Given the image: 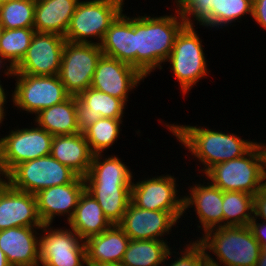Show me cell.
I'll return each mask as SVG.
<instances>
[{
  "mask_svg": "<svg viewBox=\"0 0 266 266\" xmlns=\"http://www.w3.org/2000/svg\"><path fill=\"white\" fill-rule=\"evenodd\" d=\"M175 13L135 17L136 69L145 77L156 68L162 69L161 64L166 63L177 34L185 26L178 8Z\"/></svg>",
  "mask_w": 266,
  "mask_h": 266,
  "instance_id": "1",
  "label": "cell"
},
{
  "mask_svg": "<svg viewBox=\"0 0 266 266\" xmlns=\"http://www.w3.org/2000/svg\"><path fill=\"white\" fill-rule=\"evenodd\" d=\"M166 123L167 129L201 163L204 174L214 165L246 154L257 142L240 138L220 130Z\"/></svg>",
  "mask_w": 266,
  "mask_h": 266,
  "instance_id": "2",
  "label": "cell"
},
{
  "mask_svg": "<svg viewBox=\"0 0 266 266\" xmlns=\"http://www.w3.org/2000/svg\"><path fill=\"white\" fill-rule=\"evenodd\" d=\"M197 238L206 251L208 261L219 266H255L262 250L248 225L210 229ZM208 251L216 255V260Z\"/></svg>",
  "mask_w": 266,
  "mask_h": 266,
  "instance_id": "3",
  "label": "cell"
},
{
  "mask_svg": "<svg viewBox=\"0 0 266 266\" xmlns=\"http://www.w3.org/2000/svg\"><path fill=\"white\" fill-rule=\"evenodd\" d=\"M203 175L222 191H240L254 196L266 183L263 157L257 143L243 156L216 164Z\"/></svg>",
  "mask_w": 266,
  "mask_h": 266,
  "instance_id": "4",
  "label": "cell"
},
{
  "mask_svg": "<svg viewBox=\"0 0 266 266\" xmlns=\"http://www.w3.org/2000/svg\"><path fill=\"white\" fill-rule=\"evenodd\" d=\"M124 2L125 0L79 1L64 36L65 40L100 45L107 29L124 11ZM91 38L98 40L93 42Z\"/></svg>",
  "mask_w": 266,
  "mask_h": 266,
  "instance_id": "5",
  "label": "cell"
},
{
  "mask_svg": "<svg viewBox=\"0 0 266 266\" xmlns=\"http://www.w3.org/2000/svg\"><path fill=\"white\" fill-rule=\"evenodd\" d=\"M202 40L194 26H184L177 34L172 51L166 62L185 95L202 78L208 75Z\"/></svg>",
  "mask_w": 266,
  "mask_h": 266,
  "instance_id": "6",
  "label": "cell"
},
{
  "mask_svg": "<svg viewBox=\"0 0 266 266\" xmlns=\"http://www.w3.org/2000/svg\"><path fill=\"white\" fill-rule=\"evenodd\" d=\"M77 177L49 154L18 164L4 178L13 188L36 194L48 187L72 183Z\"/></svg>",
  "mask_w": 266,
  "mask_h": 266,
  "instance_id": "7",
  "label": "cell"
},
{
  "mask_svg": "<svg viewBox=\"0 0 266 266\" xmlns=\"http://www.w3.org/2000/svg\"><path fill=\"white\" fill-rule=\"evenodd\" d=\"M102 55L101 47L96 43L65 42L58 76L70 96L78 97L91 87Z\"/></svg>",
  "mask_w": 266,
  "mask_h": 266,
  "instance_id": "8",
  "label": "cell"
},
{
  "mask_svg": "<svg viewBox=\"0 0 266 266\" xmlns=\"http://www.w3.org/2000/svg\"><path fill=\"white\" fill-rule=\"evenodd\" d=\"M14 77L16 87L11 100L18 110L36 115L42 109L59 104L70 96L58 75L14 74Z\"/></svg>",
  "mask_w": 266,
  "mask_h": 266,
  "instance_id": "9",
  "label": "cell"
},
{
  "mask_svg": "<svg viewBox=\"0 0 266 266\" xmlns=\"http://www.w3.org/2000/svg\"><path fill=\"white\" fill-rule=\"evenodd\" d=\"M30 128H14L0 138V170L4 176L22 162L50 154L54 136L38 126Z\"/></svg>",
  "mask_w": 266,
  "mask_h": 266,
  "instance_id": "10",
  "label": "cell"
},
{
  "mask_svg": "<svg viewBox=\"0 0 266 266\" xmlns=\"http://www.w3.org/2000/svg\"><path fill=\"white\" fill-rule=\"evenodd\" d=\"M41 232L40 266H87L84 240L73 229L43 225Z\"/></svg>",
  "mask_w": 266,
  "mask_h": 266,
  "instance_id": "11",
  "label": "cell"
},
{
  "mask_svg": "<svg viewBox=\"0 0 266 266\" xmlns=\"http://www.w3.org/2000/svg\"><path fill=\"white\" fill-rule=\"evenodd\" d=\"M65 42V37L58 34L35 32L25 55L14 67V74L58 75Z\"/></svg>",
  "mask_w": 266,
  "mask_h": 266,
  "instance_id": "12",
  "label": "cell"
},
{
  "mask_svg": "<svg viewBox=\"0 0 266 266\" xmlns=\"http://www.w3.org/2000/svg\"><path fill=\"white\" fill-rule=\"evenodd\" d=\"M183 214L184 211L146 210L130 202L118 225L132 240L167 241L162 236L172 231V227L179 223Z\"/></svg>",
  "mask_w": 266,
  "mask_h": 266,
  "instance_id": "13",
  "label": "cell"
},
{
  "mask_svg": "<svg viewBox=\"0 0 266 266\" xmlns=\"http://www.w3.org/2000/svg\"><path fill=\"white\" fill-rule=\"evenodd\" d=\"M176 178L155 176L131 185V203L146 210L184 211V196H178ZM180 197V198H179Z\"/></svg>",
  "mask_w": 266,
  "mask_h": 266,
  "instance_id": "14",
  "label": "cell"
},
{
  "mask_svg": "<svg viewBox=\"0 0 266 266\" xmlns=\"http://www.w3.org/2000/svg\"><path fill=\"white\" fill-rule=\"evenodd\" d=\"M144 78L135 67L102 55L94 71L91 88L119 98L127 105L128 92L135 89Z\"/></svg>",
  "mask_w": 266,
  "mask_h": 266,
  "instance_id": "15",
  "label": "cell"
},
{
  "mask_svg": "<svg viewBox=\"0 0 266 266\" xmlns=\"http://www.w3.org/2000/svg\"><path fill=\"white\" fill-rule=\"evenodd\" d=\"M35 194L0 185V231L13 227H42Z\"/></svg>",
  "mask_w": 266,
  "mask_h": 266,
  "instance_id": "16",
  "label": "cell"
},
{
  "mask_svg": "<svg viewBox=\"0 0 266 266\" xmlns=\"http://www.w3.org/2000/svg\"><path fill=\"white\" fill-rule=\"evenodd\" d=\"M84 190V178L78 176L72 183L48 187L37 192L35 198L43 224L52 225L56 216L66 215L69 222Z\"/></svg>",
  "mask_w": 266,
  "mask_h": 266,
  "instance_id": "17",
  "label": "cell"
},
{
  "mask_svg": "<svg viewBox=\"0 0 266 266\" xmlns=\"http://www.w3.org/2000/svg\"><path fill=\"white\" fill-rule=\"evenodd\" d=\"M41 227H13L0 231V248L11 266H39ZM37 235V236H36Z\"/></svg>",
  "mask_w": 266,
  "mask_h": 266,
  "instance_id": "18",
  "label": "cell"
},
{
  "mask_svg": "<svg viewBox=\"0 0 266 266\" xmlns=\"http://www.w3.org/2000/svg\"><path fill=\"white\" fill-rule=\"evenodd\" d=\"M126 104L119 98L88 88L76 97V118L79 131L94 124L100 118L122 119Z\"/></svg>",
  "mask_w": 266,
  "mask_h": 266,
  "instance_id": "19",
  "label": "cell"
},
{
  "mask_svg": "<svg viewBox=\"0 0 266 266\" xmlns=\"http://www.w3.org/2000/svg\"><path fill=\"white\" fill-rule=\"evenodd\" d=\"M189 186V194L184 195V213L194 207L204 234L210 229L223 227V191L210 181Z\"/></svg>",
  "mask_w": 266,
  "mask_h": 266,
  "instance_id": "20",
  "label": "cell"
},
{
  "mask_svg": "<svg viewBox=\"0 0 266 266\" xmlns=\"http://www.w3.org/2000/svg\"><path fill=\"white\" fill-rule=\"evenodd\" d=\"M130 239L118 224L84 241L87 265H118Z\"/></svg>",
  "mask_w": 266,
  "mask_h": 266,
  "instance_id": "21",
  "label": "cell"
},
{
  "mask_svg": "<svg viewBox=\"0 0 266 266\" xmlns=\"http://www.w3.org/2000/svg\"><path fill=\"white\" fill-rule=\"evenodd\" d=\"M100 47L103 55L136 68L135 17L122 12L107 29Z\"/></svg>",
  "mask_w": 266,
  "mask_h": 266,
  "instance_id": "22",
  "label": "cell"
},
{
  "mask_svg": "<svg viewBox=\"0 0 266 266\" xmlns=\"http://www.w3.org/2000/svg\"><path fill=\"white\" fill-rule=\"evenodd\" d=\"M50 155L84 178L89 172L94 154L83 133L79 132L72 135L54 136Z\"/></svg>",
  "mask_w": 266,
  "mask_h": 266,
  "instance_id": "23",
  "label": "cell"
},
{
  "mask_svg": "<svg viewBox=\"0 0 266 266\" xmlns=\"http://www.w3.org/2000/svg\"><path fill=\"white\" fill-rule=\"evenodd\" d=\"M80 0H39L35 4L34 29L65 36Z\"/></svg>",
  "mask_w": 266,
  "mask_h": 266,
  "instance_id": "24",
  "label": "cell"
},
{
  "mask_svg": "<svg viewBox=\"0 0 266 266\" xmlns=\"http://www.w3.org/2000/svg\"><path fill=\"white\" fill-rule=\"evenodd\" d=\"M68 224L84 241L101 234L112 225L97 200L86 190L81 194Z\"/></svg>",
  "mask_w": 266,
  "mask_h": 266,
  "instance_id": "25",
  "label": "cell"
},
{
  "mask_svg": "<svg viewBox=\"0 0 266 266\" xmlns=\"http://www.w3.org/2000/svg\"><path fill=\"white\" fill-rule=\"evenodd\" d=\"M35 126L45 129L53 136L79 133L76 118V96L42 109L35 115Z\"/></svg>",
  "mask_w": 266,
  "mask_h": 266,
  "instance_id": "26",
  "label": "cell"
},
{
  "mask_svg": "<svg viewBox=\"0 0 266 266\" xmlns=\"http://www.w3.org/2000/svg\"><path fill=\"white\" fill-rule=\"evenodd\" d=\"M101 206L105 217L113 224H119L131 202V185L85 184Z\"/></svg>",
  "mask_w": 266,
  "mask_h": 266,
  "instance_id": "27",
  "label": "cell"
},
{
  "mask_svg": "<svg viewBox=\"0 0 266 266\" xmlns=\"http://www.w3.org/2000/svg\"><path fill=\"white\" fill-rule=\"evenodd\" d=\"M171 249L166 241L130 239L120 265L163 266L161 264L170 262L172 253H176Z\"/></svg>",
  "mask_w": 266,
  "mask_h": 266,
  "instance_id": "28",
  "label": "cell"
},
{
  "mask_svg": "<svg viewBox=\"0 0 266 266\" xmlns=\"http://www.w3.org/2000/svg\"><path fill=\"white\" fill-rule=\"evenodd\" d=\"M103 155H93L89 172L84 177L85 184L132 185L129 167L116 155L107 158Z\"/></svg>",
  "mask_w": 266,
  "mask_h": 266,
  "instance_id": "29",
  "label": "cell"
},
{
  "mask_svg": "<svg viewBox=\"0 0 266 266\" xmlns=\"http://www.w3.org/2000/svg\"><path fill=\"white\" fill-rule=\"evenodd\" d=\"M254 195L223 191V226H247L253 219Z\"/></svg>",
  "mask_w": 266,
  "mask_h": 266,
  "instance_id": "30",
  "label": "cell"
},
{
  "mask_svg": "<svg viewBox=\"0 0 266 266\" xmlns=\"http://www.w3.org/2000/svg\"><path fill=\"white\" fill-rule=\"evenodd\" d=\"M123 119L100 118L82 133L93 154H102L117 140Z\"/></svg>",
  "mask_w": 266,
  "mask_h": 266,
  "instance_id": "31",
  "label": "cell"
},
{
  "mask_svg": "<svg viewBox=\"0 0 266 266\" xmlns=\"http://www.w3.org/2000/svg\"><path fill=\"white\" fill-rule=\"evenodd\" d=\"M35 0H10L0 5V25L4 29L34 28Z\"/></svg>",
  "mask_w": 266,
  "mask_h": 266,
  "instance_id": "32",
  "label": "cell"
},
{
  "mask_svg": "<svg viewBox=\"0 0 266 266\" xmlns=\"http://www.w3.org/2000/svg\"><path fill=\"white\" fill-rule=\"evenodd\" d=\"M34 28L4 29L0 39V53L15 67L29 48Z\"/></svg>",
  "mask_w": 266,
  "mask_h": 266,
  "instance_id": "33",
  "label": "cell"
},
{
  "mask_svg": "<svg viewBox=\"0 0 266 266\" xmlns=\"http://www.w3.org/2000/svg\"><path fill=\"white\" fill-rule=\"evenodd\" d=\"M252 6L253 0H212L211 28L222 29L247 14L252 17Z\"/></svg>",
  "mask_w": 266,
  "mask_h": 266,
  "instance_id": "34",
  "label": "cell"
},
{
  "mask_svg": "<svg viewBox=\"0 0 266 266\" xmlns=\"http://www.w3.org/2000/svg\"><path fill=\"white\" fill-rule=\"evenodd\" d=\"M174 3L176 4L174 8L179 9L186 26H195L194 21H196L202 27H211L212 0H175Z\"/></svg>",
  "mask_w": 266,
  "mask_h": 266,
  "instance_id": "35",
  "label": "cell"
},
{
  "mask_svg": "<svg viewBox=\"0 0 266 266\" xmlns=\"http://www.w3.org/2000/svg\"><path fill=\"white\" fill-rule=\"evenodd\" d=\"M180 253L179 258L173 257L176 260H172L171 264L166 262L163 266H204L208 262L206 251L197 239L186 244Z\"/></svg>",
  "mask_w": 266,
  "mask_h": 266,
  "instance_id": "36",
  "label": "cell"
},
{
  "mask_svg": "<svg viewBox=\"0 0 266 266\" xmlns=\"http://www.w3.org/2000/svg\"><path fill=\"white\" fill-rule=\"evenodd\" d=\"M253 218H261L266 222V183L254 196Z\"/></svg>",
  "mask_w": 266,
  "mask_h": 266,
  "instance_id": "37",
  "label": "cell"
},
{
  "mask_svg": "<svg viewBox=\"0 0 266 266\" xmlns=\"http://www.w3.org/2000/svg\"><path fill=\"white\" fill-rule=\"evenodd\" d=\"M257 218H253L248 226L255 237V239L261 245L262 250L266 251V222L258 223Z\"/></svg>",
  "mask_w": 266,
  "mask_h": 266,
  "instance_id": "38",
  "label": "cell"
},
{
  "mask_svg": "<svg viewBox=\"0 0 266 266\" xmlns=\"http://www.w3.org/2000/svg\"><path fill=\"white\" fill-rule=\"evenodd\" d=\"M252 18L266 30V0H253Z\"/></svg>",
  "mask_w": 266,
  "mask_h": 266,
  "instance_id": "39",
  "label": "cell"
},
{
  "mask_svg": "<svg viewBox=\"0 0 266 266\" xmlns=\"http://www.w3.org/2000/svg\"><path fill=\"white\" fill-rule=\"evenodd\" d=\"M6 63V64H5ZM8 63V64H7ZM5 64V65H4ZM7 65V66H6ZM9 65V66H8ZM4 66H6V69L4 68ZM1 68H3L4 71V75L8 76V77H12L14 76V67L10 64V62L0 53V70ZM1 72V71H0Z\"/></svg>",
  "mask_w": 266,
  "mask_h": 266,
  "instance_id": "40",
  "label": "cell"
},
{
  "mask_svg": "<svg viewBox=\"0 0 266 266\" xmlns=\"http://www.w3.org/2000/svg\"><path fill=\"white\" fill-rule=\"evenodd\" d=\"M6 91H3L1 94H0V124L2 123L3 124V120L5 119L4 117L6 116L5 114V112L6 111H4V110H6L5 109V106H4V104H6V100L8 99L7 98V93H5Z\"/></svg>",
  "mask_w": 266,
  "mask_h": 266,
  "instance_id": "41",
  "label": "cell"
},
{
  "mask_svg": "<svg viewBox=\"0 0 266 266\" xmlns=\"http://www.w3.org/2000/svg\"><path fill=\"white\" fill-rule=\"evenodd\" d=\"M255 266H266V251L261 250L259 259Z\"/></svg>",
  "mask_w": 266,
  "mask_h": 266,
  "instance_id": "42",
  "label": "cell"
},
{
  "mask_svg": "<svg viewBox=\"0 0 266 266\" xmlns=\"http://www.w3.org/2000/svg\"><path fill=\"white\" fill-rule=\"evenodd\" d=\"M0 266H11L1 248H0Z\"/></svg>",
  "mask_w": 266,
  "mask_h": 266,
  "instance_id": "43",
  "label": "cell"
},
{
  "mask_svg": "<svg viewBox=\"0 0 266 266\" xmlns=\"http://www.w3.org/2000/svg\"><path fill=\"white\" fill-rule=\"evenodd\" d=\"M2 177V178H1ZM5 177L2 173H1V170H0V185L4 182V178Z\"/></svg>",
  "mask_w": 266,
  "mask_h": 266,
  "instance_id": "44",
  "label": "cell"
},
{
  "mask_svg": "<svg viewBox=\"0 0 266 266\" xmlns=\"http://www.w3.org/2000/svg\"><path fill=\"white\" fill-rule=\"evenodd\" d=\"M204 266H219V265L213 264V263L208 261Z\"/></svg>",
  "mask_w": 266,
  "mask_h": 266,
  "instance_id": "45",
  "label": "cell"
},
{
  "mask_svg": "<svg viewBox=\"0 0 266 266\" xmlns=\"http://www.w3.org/2000/svg\"><path fill=\"white\" fill-rule=\"evenodd\" d=\"M87 266H122V265H120V264H118V265H87Z\"/></svg>",
  "mask_w": 266,
  "mask_h": 266,
  "instance_id": "46",
  "label": "cell"
},
{
  "mask_svg": "<svg viewBox=\"0 0 266 266\" xmlns=\"http://www.w3.org/2000/svg\"><path fill=\"white\" fill-rule=\"evenodd\" d=\"M10 0H0V5L9 2Z\"/></svg>",
  "mask_w": 266,
  "mask_h": 266,
  "instance_id": "47",
  "label": "cell"
},
{
  "mask_svg": "<svg viewBox=\"0 0 266 266\" xmlns=\"http://www.w3.org/2000/svg\"><path fill=\"white\" fill-rule=\"evenodd\" d=\"M3 91H4V88H3L2 84H1V80H0V94H1Z\"/></svg>",
  "mask_w": 266,
  "mask_h": 266,
  "instance_id": "48",
  "label": "cell"
},
{
  "mask_svg": "<svg viewBox=\"0 0 266 266\" xmlns=\"http://www.w3.org/2000/svg\"><path fill=\"white\" fill-rule=\"evenodd\" d=\"M3 30H4V28L0 25V39H1V35H2Z\"/></svg>",
  "mask_w": 266,
  "mask_h": 266,
  "instance_id": "49",
  "label": "cell"
}]
</instances>
